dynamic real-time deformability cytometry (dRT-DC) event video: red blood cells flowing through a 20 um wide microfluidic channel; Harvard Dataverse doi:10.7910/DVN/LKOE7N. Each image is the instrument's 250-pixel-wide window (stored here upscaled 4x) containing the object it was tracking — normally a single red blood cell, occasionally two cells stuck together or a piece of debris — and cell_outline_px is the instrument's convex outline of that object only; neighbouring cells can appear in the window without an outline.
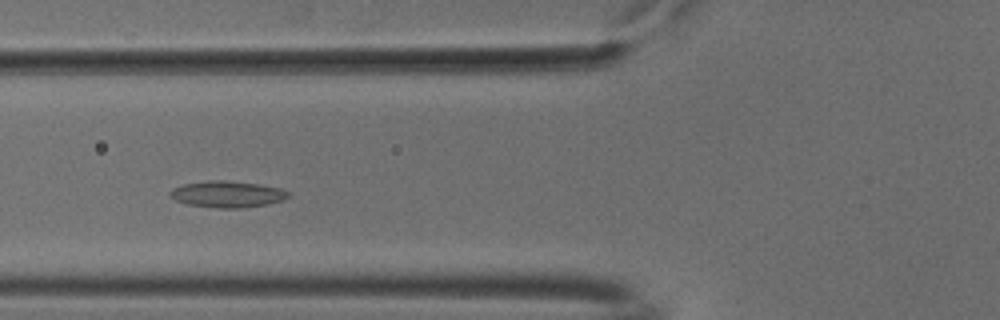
{"species": "common noctule bat (a hibernating species)", "species_latin": "Nyctalus noctula", "temperature_condition": "cold", "stored_images_in_passage": 47, "camera_frame_rate_fps": 3000, "um_per_image_px": 0.085, "animal": {"sex": "male", "body_mass_g": 18.8}, "frame": {"image": 1, "passage_image": 14, "time_ms": 4.333, "image_size_px": [1000, 320], "cell_outline_px": [[292, 196], [284, 200], [268, 204], [240, 208], [216, 208], [188, 204], [176, 200], [168, 196], [168, 192], [172, 188], [184, 184], [208, 180], [224, 180], [256, 184], [280, 188], [292, 192]], "centroid_in_image_um": [19.34, 16.51], "position_along_channel_um": 106.5, "area_um2": 18.38}}
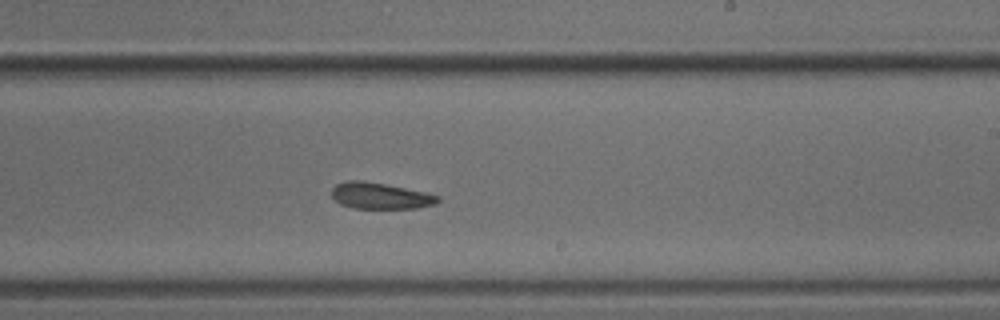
{"frame": {"image": 2, "passage_image": 26, "time_ms": 8.333, "image_size_px": [1000, 320], "cell_outline_px": [[440, 200], [436, 204], [416, 208], [352, 208], [340, 204], [332, 196], [332, 188], [336, 184], [348, 180], [364, 180], [424, 192], [440, 196]], "centroid_in_image_um": [32.31, 16.64], "position_along_channel_um": 256.7, "area_um2": 16.18}}
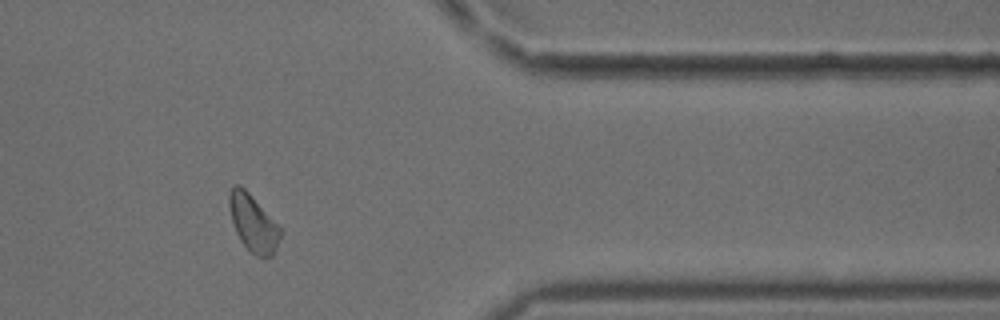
{"frame": {"image": 3, "passage_image": 38, "time_ms": 12.333, "image_size_px": [1000, 320], "cell_outline_px": [[284, 232], [272, 256], [256, 256], [248, 252], [240, 240], [236, 232], [232, 220], [228, 204], [228, 192], [232, 184], [240, 184], [248, 192]], "centroid_in_image_um": [21.5, 18.97], "position_along_channel_um": 389.9, "area_um2": 17.05}, "authors_computed_cell_mechanics": {"area_um2": 17.1088, "velocity_mm_per_s": 3.7511, "shape_relaxation_time_tau1_ms": null, "shape_relaxation_time_tau2_ms": 3.9728, "deformation_change_tau1": null, "deformation_change_tau2": 0.1247}}